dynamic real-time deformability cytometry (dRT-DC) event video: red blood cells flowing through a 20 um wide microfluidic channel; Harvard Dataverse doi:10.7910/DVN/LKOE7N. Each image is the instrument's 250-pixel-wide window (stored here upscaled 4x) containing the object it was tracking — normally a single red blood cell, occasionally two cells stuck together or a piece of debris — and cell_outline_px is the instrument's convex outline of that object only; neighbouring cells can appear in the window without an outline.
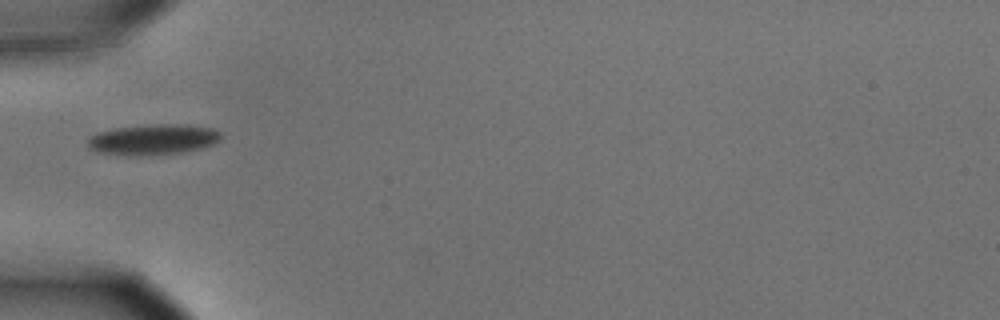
{"species": "common noctule bat (a hibernating species)", "species_latin": "Nyctalus noctula", "temperature_condition": "cold", "stored_images_in_passage": 3, "camera_frame_rate_fps": 3000, "um_per_image_px": 0.085, "animal": {"sex": "male", "body_mass_g": 15.6}, "frame": {"image": 1, "passage_image": 1, "time_ms": 0.0, "image_size_px": [1000, 320], "cell_outline_px": [[220, 140], [212, 144], [200, 148], [180, 152], [148, 156], [128, 156], [100, 152], [92, 148], [88, 144], [88, 140], [92, 136], [100, 132], [112, 128], [148, 124], [188, 124], [212, 128], [220, 132]], "centroid_in_image_um": [13.03, 11.85], "position_along_channel_um": 72.0, "area_um2": 23.76}}